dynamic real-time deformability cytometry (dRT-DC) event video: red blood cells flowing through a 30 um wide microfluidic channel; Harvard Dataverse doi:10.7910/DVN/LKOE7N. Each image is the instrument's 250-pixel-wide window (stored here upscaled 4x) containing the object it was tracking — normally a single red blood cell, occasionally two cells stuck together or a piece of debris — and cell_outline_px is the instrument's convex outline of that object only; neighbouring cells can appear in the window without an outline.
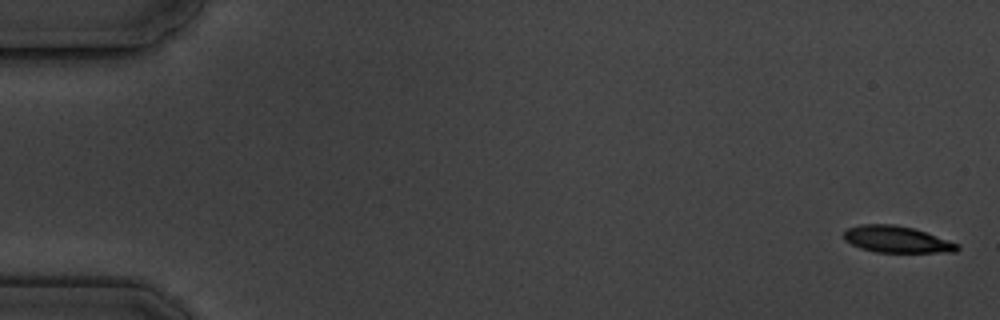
{"species": "common noctule bat (a hibernating species)", "species_latin": "Nyctalus noctula", "temperature_condition": "cold", "stored_images_in_passage": 8, "camera_frame_rate_fps": 3000, "um_per_image_px": 0.085, "animal": {"sex": "male", "body_mass_g": 19.5, "forearm_length_mm": 54.6}, "frame": {"image": 1, "passage_image": 1, "time_ms": 0.0, "image_size_px": [1000, 320], "cell_outline_px": [[960, 248], [956, 252], [876, 252], [860, 248], [844, 240], [844, 232], [848, 228], [860, 224], [892, 224], [912, 228], [960, 244]], "centroid_in_image_um": [76.21, 20.35], "position_along_channel_um": 8.8, "area_um2": 17.46}}
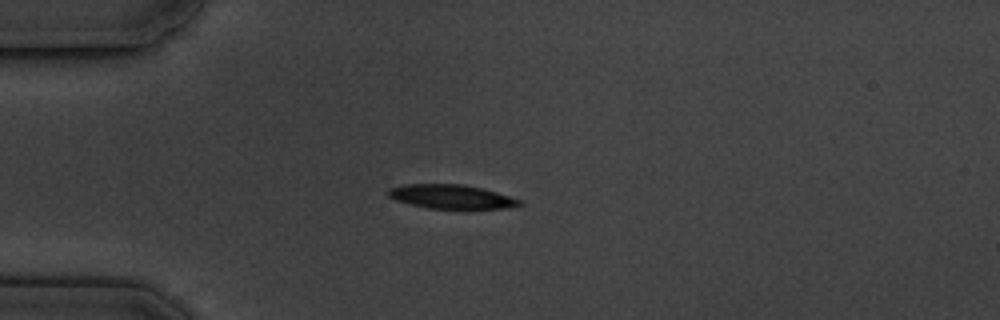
{"frame": {"image": 2, "passage_image": 5, "time_ms": 4.667, "image_size_px": [1000, 320], "cell_outline_px": [[524, 204], [508, 208], [428, 208], [408, 204], [396, 200], [388, 196], [384, 192], [388, 188], [404, 184], [464, 184], [496, 192], [520, 200]], "centroid_in_image_um": [38.28, 16.71], "position_along_channel_um": 46.7, "area_um2": 18.32}}